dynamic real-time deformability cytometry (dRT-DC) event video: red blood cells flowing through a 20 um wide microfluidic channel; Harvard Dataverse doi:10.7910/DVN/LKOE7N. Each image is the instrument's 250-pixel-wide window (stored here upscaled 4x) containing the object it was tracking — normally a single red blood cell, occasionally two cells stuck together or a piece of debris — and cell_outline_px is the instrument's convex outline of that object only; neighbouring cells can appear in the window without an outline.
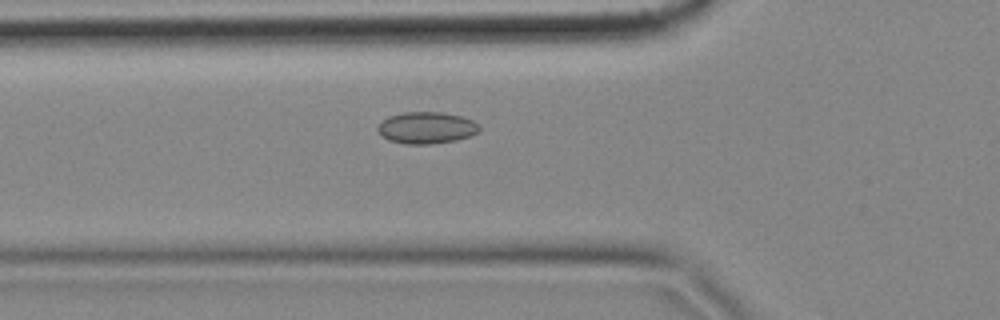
{"species": "common noctule bat (a hibernating species)", "species_latin": "Nyctalus noctula", "temperature_condition": "cold", "stored_images_in_passage": 58, "camera_frame_rate_fps": 3000, "um_per_image_px": 0.085, "animal": {"sex": "female", "body_mass_g": 18.4}, "frame": {"image": 1, "passage_image": 20, "time_ms": 6.333, "image_size_px": [1000, 320], "cell_outline_px": [[480, 132], [456, 140], [428, 144], [408, 144], [388, 140], [376, 128], [388, 116], [404, 112], [444, 112], [460, 116], [472, 120], [480, 124]], "centroid_in_image_um": [36.29, 10.85], "position_along_channel_um": 89.5, "area_um2": 18.67}}
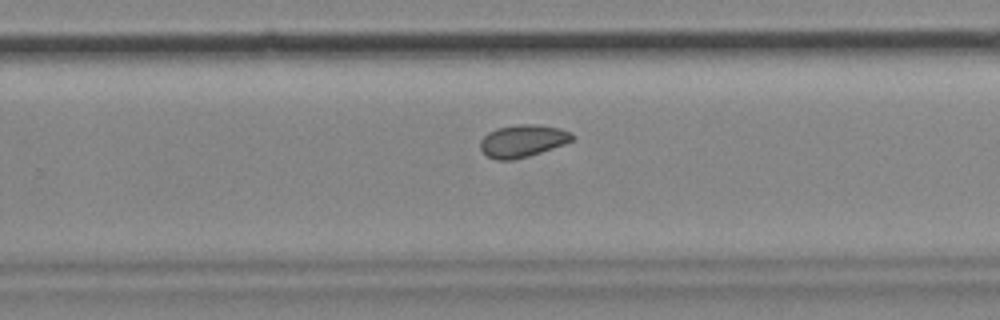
{"frame": {"image": 2, "passage_image": 37, "time_ms": 12.0, "image_size_px": [1000, 320], "cell_outline_px": [[576, 136], [572, 140], [564, 144], [528, 156], [512, 160], [496, 160], [488, 156], [480, 148], [480, 140], [488, 132], [496, 128], [520, 124], [540, 124], [560, 128], [572, 132]], "centroid_in_image_um": [44.44, 11.96], "position_along_channel_um": 285.4, "area_um2": 17.4}}
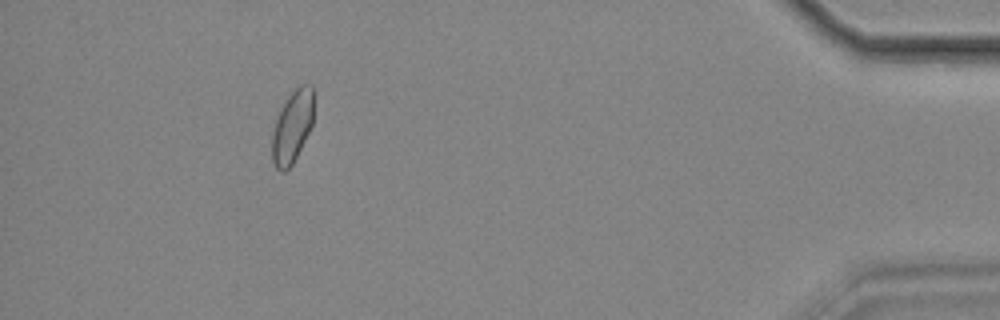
{"frame": {"image": 3, "passage_image": 53, "time_ms": 17.333, "image_size_px": [1000, 320], "cell_outline_px": [[316, 92], [312, 124], [292, 164], [284, 172], [280, 172], [276, 168], [272, 160], [272, 132], [276, 116], [288, 96], [300, 84], [312, 84]], "centroid_in_image_um": [24.87, 10.69], "position_along_channel_um": 410.3, "area_um2": 17.86}, "authors_computed_cell_mechanics": {"area_um2": 17.629, "velocity_mm_per_s": 3.468, "shape_relaxation_time_tau1_ms": null, "shape_relaxation_time_tau2_ms": 5.3468, "deformation_change_tau1": null, "deformation_change_tau2": 0.071}}